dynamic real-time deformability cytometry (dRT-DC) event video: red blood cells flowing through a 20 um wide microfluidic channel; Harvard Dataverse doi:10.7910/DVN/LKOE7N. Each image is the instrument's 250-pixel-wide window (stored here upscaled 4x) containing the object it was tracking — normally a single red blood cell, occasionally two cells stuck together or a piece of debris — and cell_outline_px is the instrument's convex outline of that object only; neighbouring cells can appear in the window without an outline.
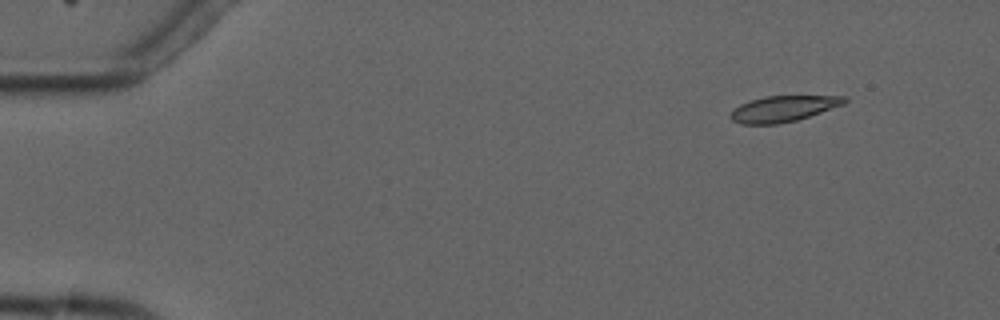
{"species": "common noctule bat (a hibernating species)", "species_latin": "Nyctalus noctula", "temperature_condition": "cold", "stored_images_in_passage": 4, "camera_frame_rate_fps": 3000, "um_per_image_px": 0.085, "animal": {"sex": "male", "forearm_length_mm": 52.5}, "frame": {"image": 1, "passage_image": 1, "time_ms": 0.0, "image_size_px": [1000, 320], "cell_outline_px": [[848, 100], [844, 104], [796, 120], [776, 124], [740, 124], [732, 120], [728, 116], [740, 104], [748, 100], [764, 96], [848, 96]], "centroid_in_image_um": [66.55, 9.23], "position_along_channel_um": 18.4, "area_um2": 17.11}}
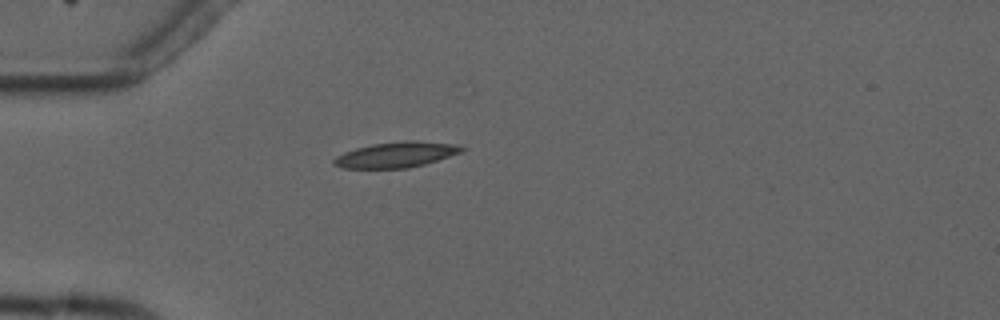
{"frame": {"image": 2, "passage_image": 4, "time_ms": 3.333, "image_size_px": [1000, 320], "cell_outline_px": [[468, 148], [464, 152], [424, 164], [408, 168], [340, 168], [332, 164], [332, 160], [336, 156], [344, 152], [356, 148], [372, 144], [404, 140], [416, 140], [460, 144]], "centroid_in_image_um": [33.73, 13.13], "position_along_channel_um": 51.3, "area_um2": 19.42}}